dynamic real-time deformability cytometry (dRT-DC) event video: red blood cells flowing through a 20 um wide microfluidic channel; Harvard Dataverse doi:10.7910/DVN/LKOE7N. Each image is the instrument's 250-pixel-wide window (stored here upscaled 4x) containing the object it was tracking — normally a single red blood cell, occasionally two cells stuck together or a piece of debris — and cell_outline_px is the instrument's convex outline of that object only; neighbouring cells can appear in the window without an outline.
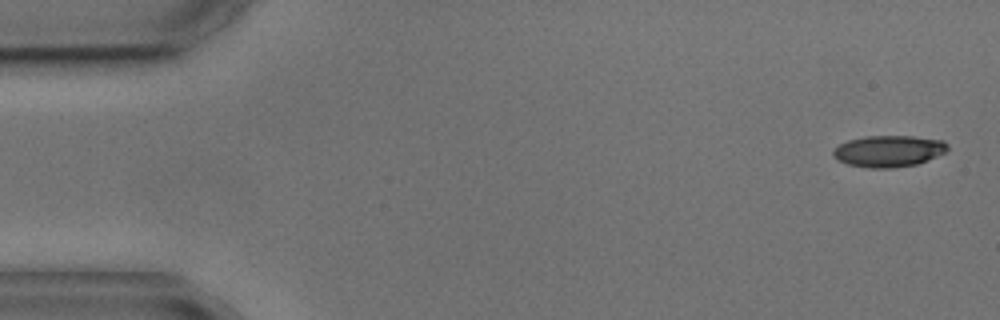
{"species": "common noctule bat (a hibernating species)", "species_latin": "Nyctalus noctula", "temperature_condition": "cold", "stored_images_in_passage": 5, "camera_frame_rate_fps": 3000, "um_per_image_px": 0.085, "animal": {"sex": "male", "body_mass_g": 17.9, "forearm_length_mm": 54.2}, "frame": {"image": 1, "passage_image": 1, "time_ms": 0.0, "image_size_px": [1000, 320], "cell_outline_px": [[948, 148], [944, 152], [928, 160], [916, 164], [892, 168], [868, 168], [848, 164], [832, 156], [832, 152], [840, 144], [848, 140], [864, 136], [912, 136], [944, 140], [948, 144]], "centroid_in_image_um": [75.54, 12.84], "position_along_channel_um": 9.5, "area_um2": 20.92}}
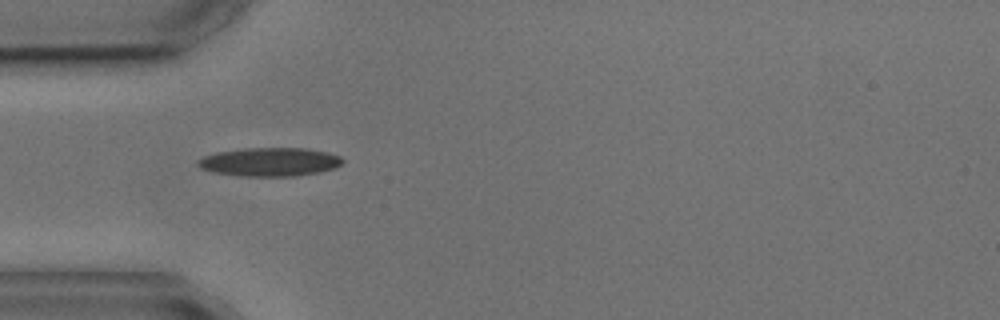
{"frame": {"image": 2, "passage_image": 4, "time_ms": 4.667, "image_size_px": [1000, 320], "cell_outline_px": [[344, 160], [336, 168], [320, 172], [296, 176], [244, 176], [212, 172], [200, 168], [196, 164], [196, 160], [204, 156], [216, 152], [244, 148], [304, 148], [324, 152], [340, 156]], "centroid_in_image_um": [22.89, 13.76], "position_along_channel_um": 62.1, "area_um2": 24.16}}